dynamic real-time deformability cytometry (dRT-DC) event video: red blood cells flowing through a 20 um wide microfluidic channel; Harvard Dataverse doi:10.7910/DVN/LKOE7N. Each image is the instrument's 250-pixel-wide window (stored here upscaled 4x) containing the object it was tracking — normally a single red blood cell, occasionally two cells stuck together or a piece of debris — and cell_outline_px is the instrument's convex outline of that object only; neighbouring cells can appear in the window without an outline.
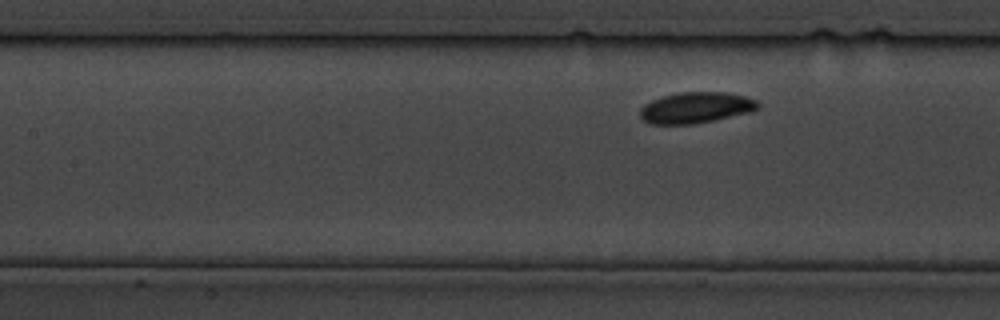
{"species": "common noctule bat (a hibernating species)", "species_latin": "Nyctalus noctula", "temperature_condition": "cold", "stored_images_in_passage": 50, "camera_frame_rate_fps": 3000, "um_per_image_px": 0.085, "animal": {"sex": "male", "body_mass_g": 19.5, "forearm_length_mm": 54.6}, "frame": {"image": 1, "passage_image": 14, "time_ms": 4.333, "image_size_px": [1000, 320], "cell_outline_px": [[760, 108], [712, 120], [692, 124], [652, 124], [644, 120], [640, 116], [640, 108], [644, 104], [652, 100], [664, 96], [680, 92], [724, 92], [744, 96], [756, 100], [760, 104]], "centroid_in_image_um": [59.1, 9.14], "position_along_channel_um": 148.3, "area_um2": 20.87}}
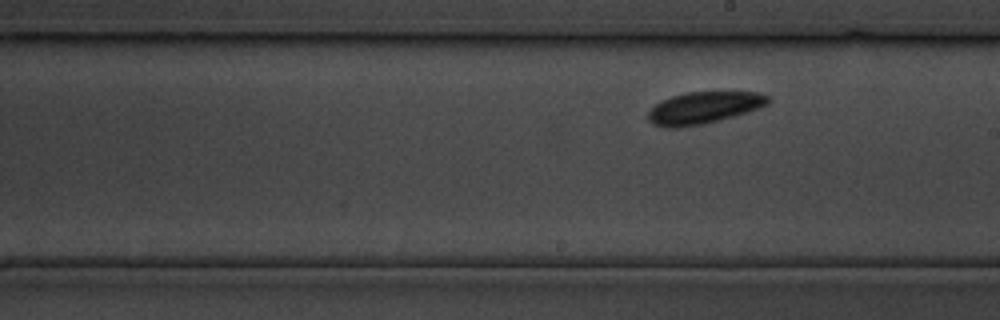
{"frame": {"image": 2, "passage_image": 30, "time_ms": 9.667, "image_size_px": [1000, 320], "cell_outline_px": [[772, 100], [768, 104], [760, 108], [748, 112], [720, 120], [704, 124], [680, 128], [668, 128], [652, 124], [648, 120], [648, 112], [656, 104], [672, 96], [688, 92], [760, 92], [768, 96]], "centroid_in_image_um": [59.85, 9.17], "position_along_channel_um": 229.1, "area_um2": 22.43}}
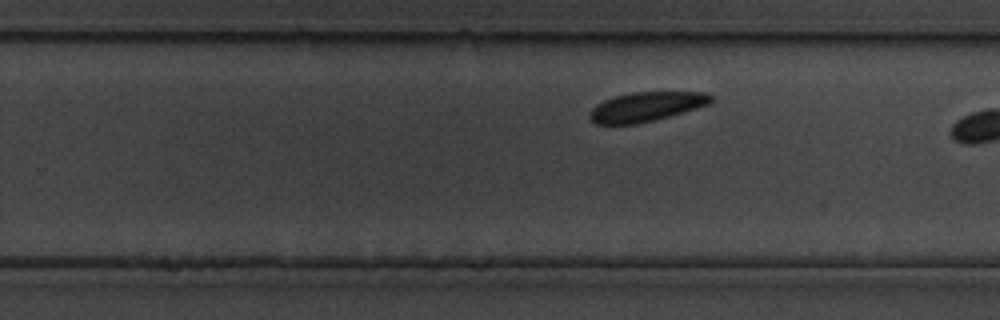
{"frame": {"image": 3, "passage_image": 39, "time_ms": 12.667, "image_size_px": [1000, 320], "cell_outline_px": [[712, 100], [708, 104], [696, 108], [668, 116], [636, 124], [596, 124], [588, 116], [588, 112], [596, 104], [604, 100], [616, 96], [632, 92], [704, 92], [712, 96]], "centroid_in_image_um": [54.88, 9.06], "position_along_channel_um": 274.9, "area_um2": 20.52}}